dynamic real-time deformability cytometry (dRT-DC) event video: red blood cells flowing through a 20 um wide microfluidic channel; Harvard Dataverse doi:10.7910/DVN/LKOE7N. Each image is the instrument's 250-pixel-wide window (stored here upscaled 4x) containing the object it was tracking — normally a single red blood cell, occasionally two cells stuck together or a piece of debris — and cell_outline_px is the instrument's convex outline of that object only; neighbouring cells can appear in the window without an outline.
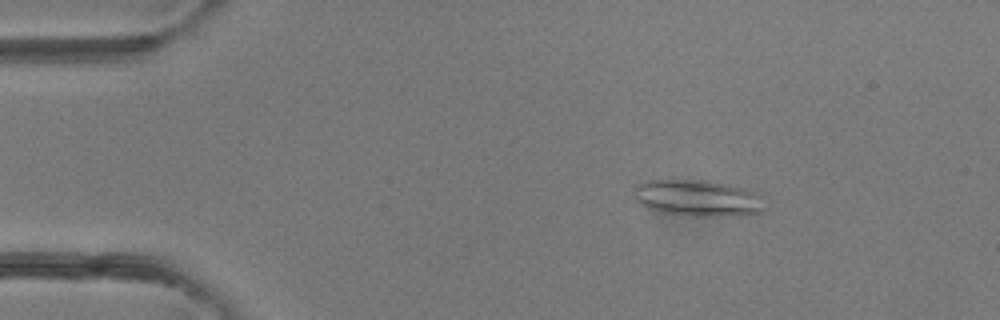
{"species": "common noctule bat (a hibernating species)", "species_latin": "Nyctalus noctula", "temperature_condition": "room temperature", "stored_images_in_passage": 5, "camera_frame_rate_fps": 3000, "um_per_image_px": 0.085, "animal": {"sex": "female"}, "frame": {"image": 1, "passage_image": 3, "time_ms": 2.0, "image_size_px": [1000, 320], "cell_outline_px": [[760, 212], [708, 216], [696, 216], [668, 212], [648, 208], [640, 204], [636, 200], [632, 192], [632, 188], [636, 184], [644, 180], [704, 180], [728, 184], [744, 188], [752, 192], [760, 208]], "centroid_in_image_um": [59.09, 16.79], "position_along_channel_um": 25.9, "area_um2": 26.65}}